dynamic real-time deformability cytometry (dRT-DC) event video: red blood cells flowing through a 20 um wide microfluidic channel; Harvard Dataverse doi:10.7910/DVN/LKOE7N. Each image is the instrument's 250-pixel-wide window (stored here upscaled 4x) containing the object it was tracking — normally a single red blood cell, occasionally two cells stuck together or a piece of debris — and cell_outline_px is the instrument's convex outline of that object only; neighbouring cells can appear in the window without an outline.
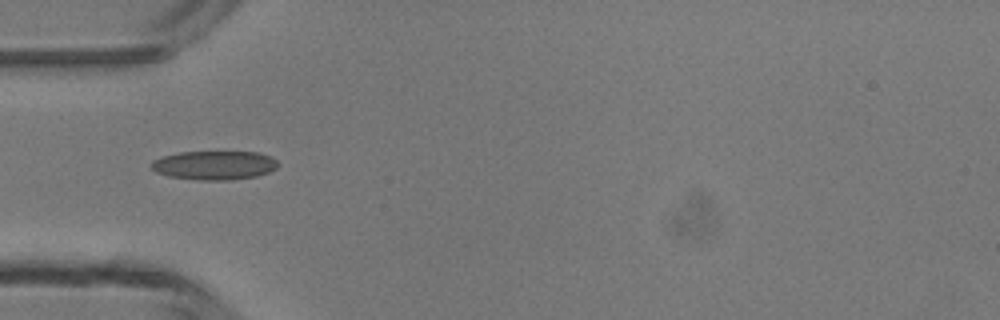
{"species": "common noctule bat (a hibernating species)", "species_latin": "Nyctalus noctula", "temperature_condition": "room temperature", "stored_images_in_passage": 2, "camera_frame_rate_fps": 3000, "um_per_image_px": 0.085, "animal": {"sex": "male", "body_mass_g": 13.3}, "frame": {"image": 1, "passage_image": 2, "time_ms": 1.0, "image_size_px": [1000, 320], "cell_outline_px": [[280, 164], [276, 168], [268, 172], [256, 176], [232, 180], [200, 180], [168, 176], [156, 172], [152, 168], [152, 160], [164, 156], [180, 152], [260, 152], [276, 160]], "centroid_in_image_um": [18.23, 14.05], "position_along_channel_um": 66.8, "area_um2": 21.27}}